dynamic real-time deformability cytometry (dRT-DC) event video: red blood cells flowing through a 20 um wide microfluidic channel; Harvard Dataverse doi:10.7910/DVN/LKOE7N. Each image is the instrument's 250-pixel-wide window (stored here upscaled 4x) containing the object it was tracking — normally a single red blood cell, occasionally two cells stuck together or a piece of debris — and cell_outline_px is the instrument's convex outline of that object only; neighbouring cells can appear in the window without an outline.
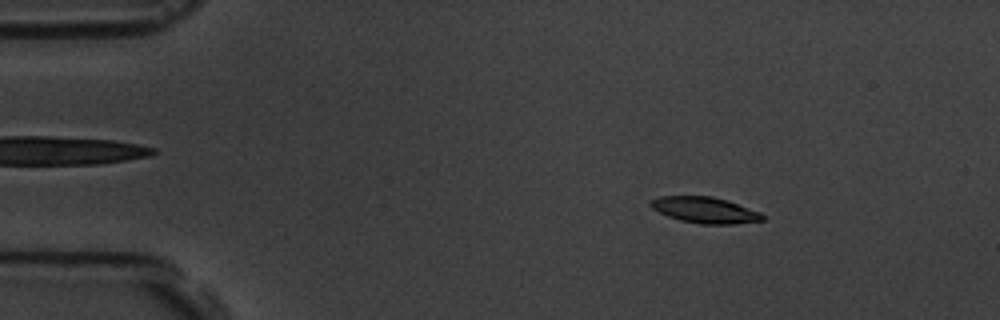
{"species": "common noctule bat (a hibernating species)", "species_latin": "Nyctalus noctula", "temperature_condition": "room temperature", "stored_images_in_passage": 5, "camera_frame_rate_fps": 3000, "um_per_image_px": 0.085, "animal": {"sex": "male", "body_mass_g": 19.5, "forearm_length_mm": 54.6}, "frame": {"image": 1, "passage_image": 2, "time_ms": 1.333, "image_size_px": [1000, 320], "cell_outline_px": [[764, 220], [732, 224], [700, 224], [680, 220], [668, 216], [652, 208], [648, 204], [652, 200], [660, 196], [712, 196], [728, 200], [760, 212], [764, 216]], "centroid_in_image_um": [59.92, 17.85], "position_along_channel_um": 25.1, "area_um2": 16.94}}
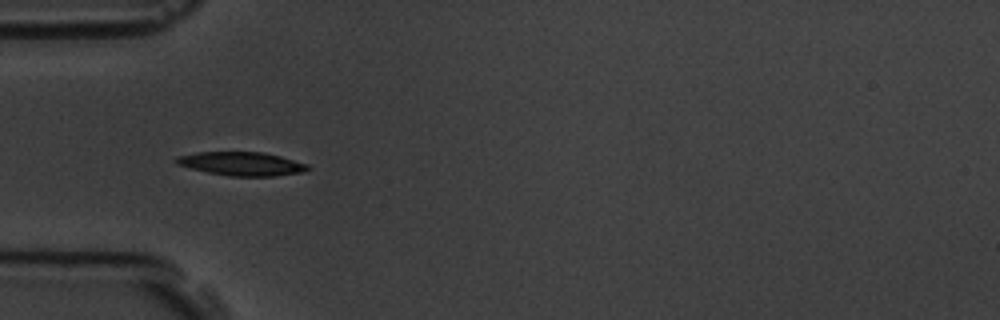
{"frame": {"image": 2, "passage_image": 4, "time_ms": 4.333, "image_size_px": [1000, 320], "cell_outline_px": [[312, 168], [304, 172], [276, 176], [228, 176], [208, 172], [176, 164], [172, 160], [176, 156], [196, 152], [264, 152], [280, 156], [308, 164]], "centroid_in_image_um": [20.54, 13.92], "position_along_channel_um": 64.5, "area_um2": 18.26}}
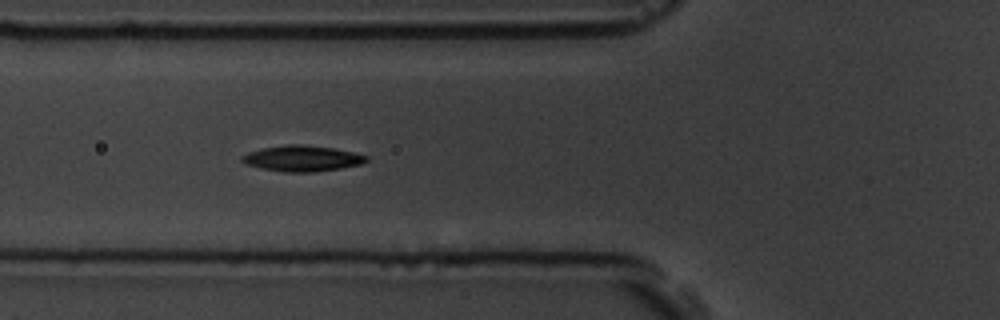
{"frame": {"image": 3, "passage_image": 5, "time_ms": 5.333, "image_size_px": [1000, 320], "cell_outline_px": [[368, 160], [360, 164], [340, 168], [312, 172], [284, 172], [260, 168], [244, 164], [240, 160], [240, 156], [248, 152], [260, 148], [284, 144], [300, 144], [332, 148], [352, 152], [368, 156]], "centroid_in_image_um": [25.6, 13.46], "position_along_channel_um": 100.2, "area_um2": 18.79}}